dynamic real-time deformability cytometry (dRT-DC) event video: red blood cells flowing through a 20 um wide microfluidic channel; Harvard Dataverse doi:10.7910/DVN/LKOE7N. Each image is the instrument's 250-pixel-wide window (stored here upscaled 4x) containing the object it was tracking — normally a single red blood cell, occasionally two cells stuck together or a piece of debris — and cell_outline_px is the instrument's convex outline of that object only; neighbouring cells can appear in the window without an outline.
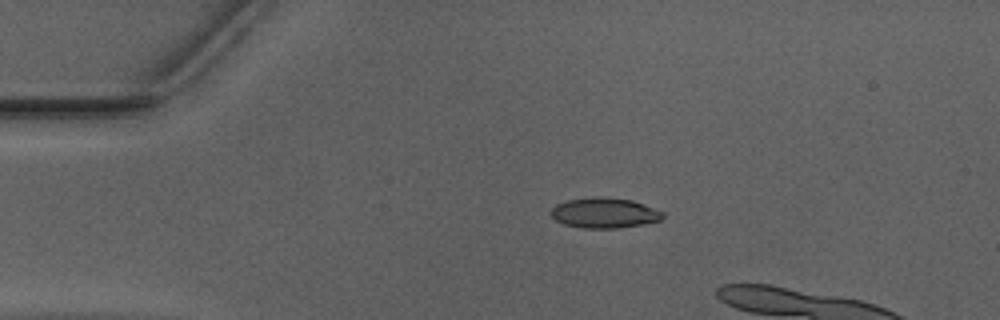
{"species": "Egyptian fruit bat (a non-hibernating species)", "species_latin": "Rousettus aegyptiacus", "temperature_condition": "warm", "stored_images_in_passage": 7, "camera_frame_rate_fps": 3000, "um_per_image_px": 0.085, "animal": {"sex": "male"}, "frame": {"image": 1, "passage_image": 1, "time_ms": 0.0, "image_size_px": [1000, 320], "cell_outline_px": [[664, 216], [660, 220], [640, 224], [616, 228], [584, 228], [564, 224], [556, 220], [552, 216], [552, 208], [556, 204], [568, 200], [596, 196], [604, 196], [632, 200], [644, 204], [664, 212]], "centroid_in_image_um": [51.38, 18.08], "position_along_channel_um": 33.6, "area_um2": 19.59}}